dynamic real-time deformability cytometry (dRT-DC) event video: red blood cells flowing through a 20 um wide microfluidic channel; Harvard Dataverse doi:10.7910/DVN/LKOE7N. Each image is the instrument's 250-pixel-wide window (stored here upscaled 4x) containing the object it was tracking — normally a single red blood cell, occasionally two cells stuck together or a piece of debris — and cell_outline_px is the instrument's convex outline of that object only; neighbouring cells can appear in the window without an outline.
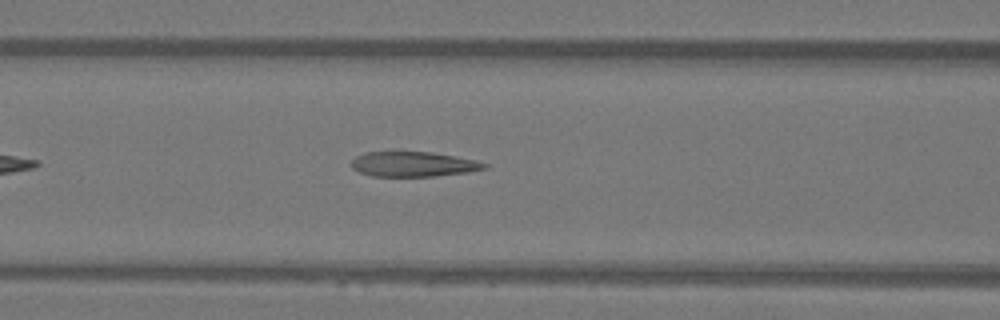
{"species": "Egyptian fruit bat (a non-hibernating species)", "species_latin": "Rousettus aegyptiacus", "temperature_condition": "warm", "stored_images_in_passage": 38, "camera_frame_rate_fps": 3000, "um_per_image_px": 0.085, "animal": {"sex": "female"}, "frame": {"image": 1, "passage_image": 9, "time_ms": 2.667, "image_size_px": [1000, 320], "cell_outline_px": [[488, 168], [468, 172], [436, 176], [372, 176], [360, 172], [352, 168], [352, 160], [356, 156], [364, 152], [432, 152], [476, 160], [488, 164]], "centroid_in_image_um": [35.15, 13.95], "position_along_channel_um": 131.4, "area_um2": 19.31}}
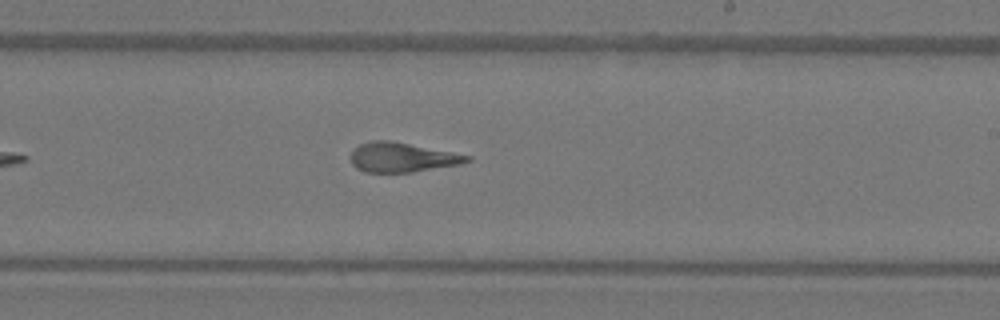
{"frame": {"image": 2, "passage_image": 18, "time_ms": 5.667, "image_size_px": [1000, 320], "cell_outline_px": [[472, 160], [460, 164], [412, 172], [364, 172], [356, 168], [352, 164], [348, 156], [360, 144], [372, 140], [392, 140], [472, 156]], "centroid_in_image_um": [34.15, 13.37], "position_along_channel_um": 254.8, "area_um2": 20.11}}
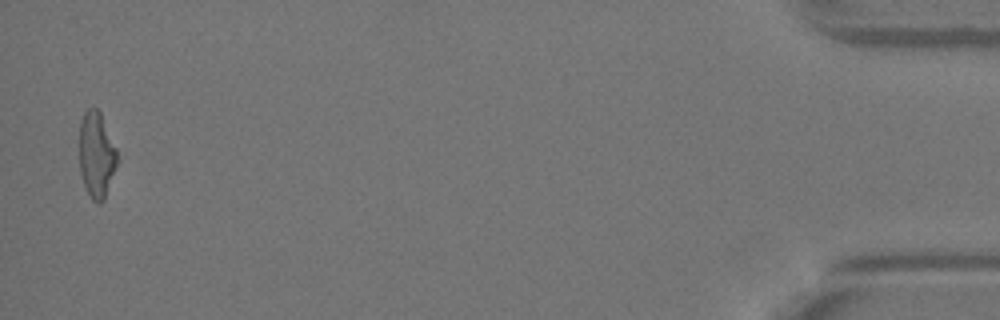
{"frame": {"image": 3, "passage_image": 37, "time_ms": 12.0, "image_size_px": [1000, 320], "cell_outline_px": [[120, 160], [104, 200], [100, 204], [96, 204], [92, 200], [84, 184], [80, 172], [80, 120], [84, 112], [88, 108], [96, 108], [100, 112], [116, 148]], "centroid_in_image_um": [8.23, 13.19], "position_along_channel_um": 427.0, "area_um2": 19.19}, "authors_computed_cell_mechanics": {"area_um2": 20.1144, "velocity_mm_per_s": 4.1247, "shape_relaxation_time_tau1_ms": 7.7733, "shape_relaxation_time_tau2_ms": 2.1191, "deformation_change_tau1": 0.2571, "deformation_change_tau2": 0.1117}}